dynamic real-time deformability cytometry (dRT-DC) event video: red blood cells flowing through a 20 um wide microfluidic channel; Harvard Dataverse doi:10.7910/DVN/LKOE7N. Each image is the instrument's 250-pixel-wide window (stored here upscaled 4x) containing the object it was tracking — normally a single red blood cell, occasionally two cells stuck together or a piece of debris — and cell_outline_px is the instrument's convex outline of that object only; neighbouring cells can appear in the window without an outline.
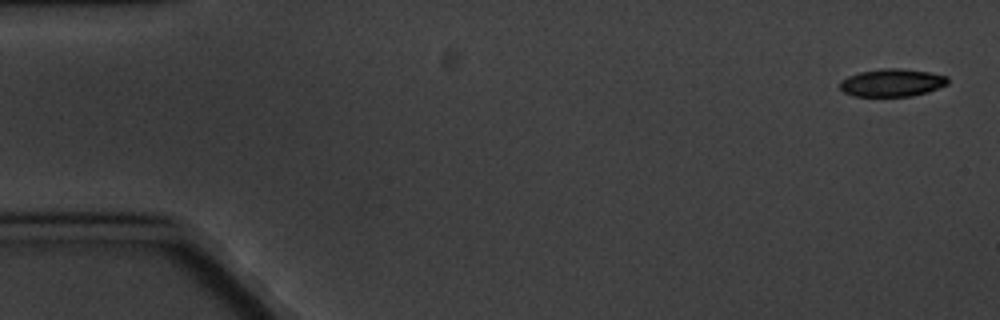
{"species": "common noctule bat (a hibernating species)", "species_latin": "Nyctalus noctula", "temperature_condition": "cold", "stored_images_in_passage": 4, "camera_frame_rate_fps": 3000, "um_per_image_px": 0.085, "animal": {"sex": "male", "body_mass_g": 20.1, "forearm_length_mm": 53.5}, "frame": {"image": 1, "passage_image": 1, "time_ms": 0.0, "image_size_px": [1000, 320], "cell_outline_px": [[948, 84], [928, 92], [912, 96], [852, 96], [844, 92], [840, 88], [840, 80], [848, 76], [860, 72], [884, 68], [900, 68], [928, 72], [948, 76]], "centroid_in_image_um": [75.82, 7.03], "position_along_channel_um": 9.2, "area_um2": 17.46}}